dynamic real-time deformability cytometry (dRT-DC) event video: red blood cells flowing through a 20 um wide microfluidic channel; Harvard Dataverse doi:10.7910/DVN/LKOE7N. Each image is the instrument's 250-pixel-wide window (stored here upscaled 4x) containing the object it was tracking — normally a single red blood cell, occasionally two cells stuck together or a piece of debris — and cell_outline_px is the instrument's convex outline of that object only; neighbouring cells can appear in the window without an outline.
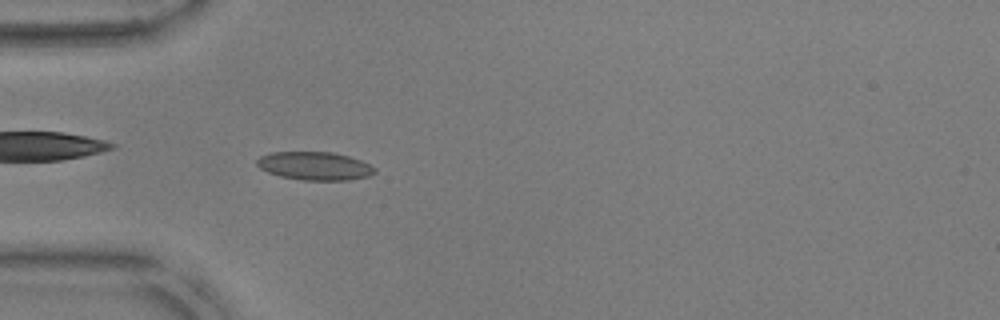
{"species": "common noctule bat (a hibernating species)", "species_latin": "Nyctalus noctula", "temperature_condition": "warm", "stored_images_in_passage": 54, "camera_frame_rate_fps": 3000, "um_per_image_px": 0.085, "animal": {"sex": "male", "body_mass_g": 17.9, "forearm_length_mm": 54.2}, "frame": {"image": 1, "passage_image": 16, "time_ms": 5.0, "image_size_px": [1000, 320], "cell_outline_px": [[376, 172], [368, 176], [348, 180], [300, 180], [280, 176], [268, 172], [260, 168], [256, 164], [256, 160], [260, 156], [268, 152], [332, 152], [348, 156], [360, 160], [376, 168]], "centroid_in_image_um": [26.72, 14.1], "position_along_channel_um": 58.3, "area_um2": 19.42}}
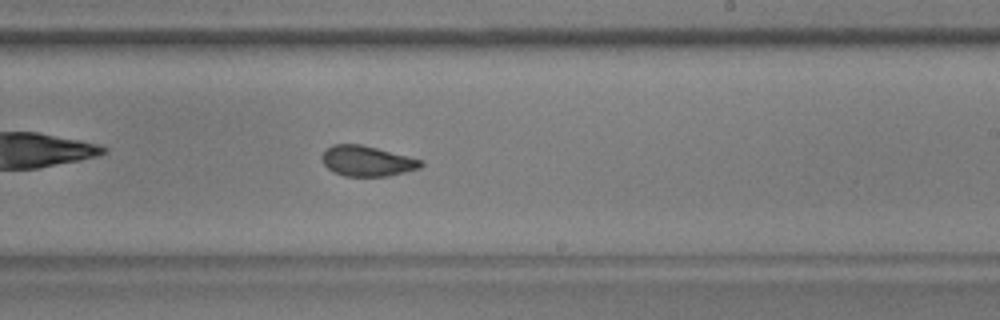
{"frame": {"image": 2, "passage_image": 32, "time_ms": 10.333, "image_size_px": [1000, 320], "cell_outline_px": [[424, 164], [420, 168], [388, 176], [344, 176], [332, 172], [324, 164], [320, 156], [332, 144], [360, 144], [376, 148], [420, 160]], "centroid_in_image_um": [31.15, 13.69], "position_along_channel_um": 257.9, "area_um2": 17.28}}
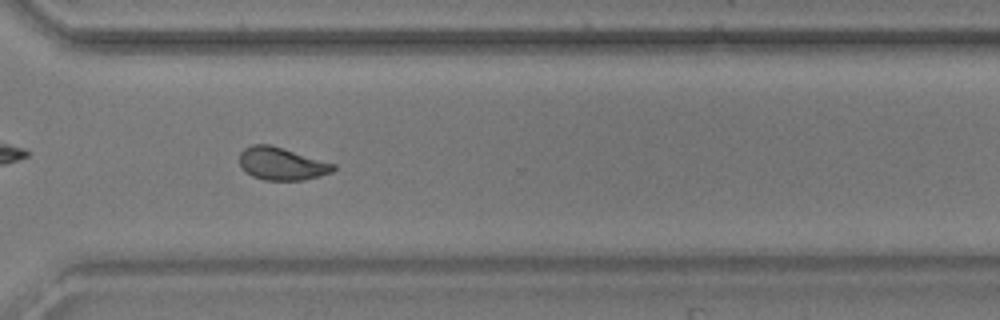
{"frame": {"image": 3, "passage_image": 39, "time_ms": 12.667, "image_size_px": [1000, 320], "cell_outline_px": [[336, 168], [332, 172], [320, 176], [304, 180], [264, 180], [252, 176], [244, 172], [240, 164], [240, 152], [244, 148], [252, 144], [268, 144], [284, 148], [336, 164]], "centroid_in_image_um": [23.94, 13.92], "position_along_channel_um": 346.7, "area_um2": 18.03}, "authors_computed_cell_mechanics": {"area_um2": 18.207, "velocity_mm_per_s": 3.8059, "shape_relaxation_time_tau1_ms": null, "shape_relaxation_time_tau2_ms": 1.3211, "deformation_change_tau1": null, "deformation_change_tau2": 0.0613}}